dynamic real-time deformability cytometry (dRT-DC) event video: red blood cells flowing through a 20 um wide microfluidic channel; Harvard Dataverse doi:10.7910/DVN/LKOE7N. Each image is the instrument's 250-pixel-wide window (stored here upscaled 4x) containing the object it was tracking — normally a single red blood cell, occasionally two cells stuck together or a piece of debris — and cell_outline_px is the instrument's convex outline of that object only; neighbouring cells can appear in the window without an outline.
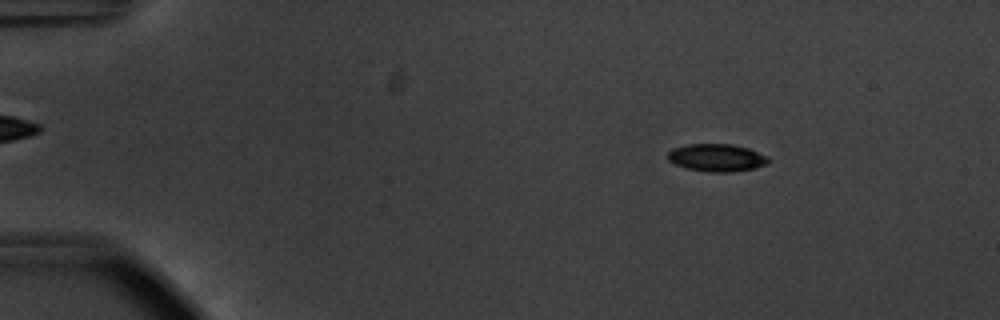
{"species": "common noctule bat (a hibernating species)", "species_latin": "Nyctalus noctula", "temperature_condition": "warm", "stored_images_in_passage": 55, "camera_frame_rate_fps": 3000, "um_per_image_px": 0.085, "animal": {"sex": "male", "body_mass_g": 20.1, "forearm_length_mm": 53.5}, "frame": {"image": 1, "passage_image": 8, "time_ms": 2.333, "image_size_px": [1000, 320], "cell_outline_px": [[768, 164], [752, 168], [728, 172], [708, 172], [688, 168], [676, 164], [668, 160], [668, 152], [672, 148], [688, 144], [732, 144], [748, 148], [764, 156], [768, 160]], "centroid_in_image_um": [60.87, 13.39], "position_along_channel_um": 24.1, "area_um2": 15.84}}
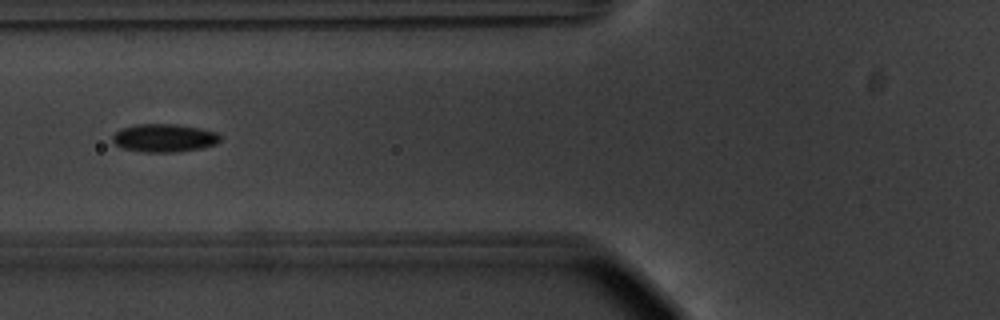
{"frame": {"image": 2, "passage_image": 22, "time_ms": 7.0, "image_size_px": [1000, 320], "cell_outline_px": [[220, 140], [216, 144], [200, 148], [172, 152], [144, 152], [124, 148], [116, 144], [112, 140], [112, 136], [120, 128], [136, 124], [176, 124], [200, 128], [216, 132], [220, 136]], "centroid_in_image_um": [13.94, 11.71], "position_along_channel_um": 111.9, "area_um2": 17.51}}
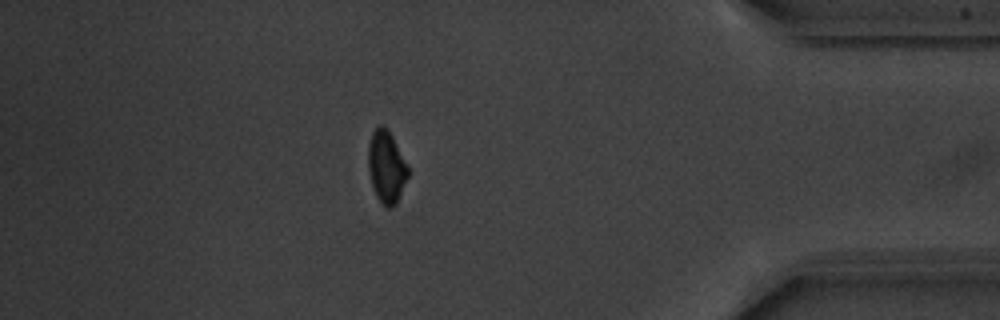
{"frame": {"image": 3, "passage_image": 48, "time_ms": 15.667, "image_size_px": [1000, 320], "cell_outline_px": [[408, 176], [396, 204], [392, 208], [388, 208], [376, 196], [372, 184], [368, 168], [368, 144], [372, 132], [380, 124], [388, 128], [408, 168]], "centroid_in_image_um": [32.83, 14.17], "position_along_channel_um": 402.4, "area_um2": 16.47}, "authors_computed_cell_mechanics": {"area_um2": 16.5308, "velocity_mm_per_s": 3.7326, "shape_relaxation_time_tau1_ms": 2.3293, "shape_relaxation_time_tau2_ms": 5.0776, "deformation_change_tau1": 0.0972, "deformation_change_tau2": 0.0909}}